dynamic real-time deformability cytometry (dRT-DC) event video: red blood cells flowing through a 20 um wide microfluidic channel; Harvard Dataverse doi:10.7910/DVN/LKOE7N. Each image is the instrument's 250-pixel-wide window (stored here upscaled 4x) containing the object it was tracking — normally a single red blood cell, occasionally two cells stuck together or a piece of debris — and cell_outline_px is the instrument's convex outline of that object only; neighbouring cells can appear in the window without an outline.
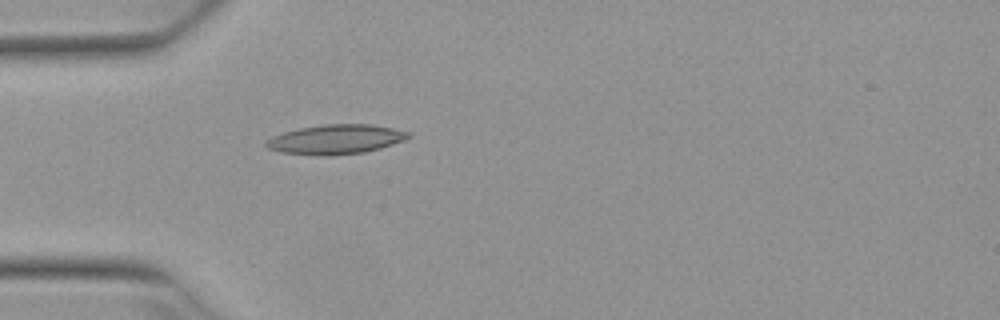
{"species": "Egyptian fruit bat (a non-hibernating species)", "species_latin": "Rousettus aegyptiacus", "temperature_condition": "warm", "stored_images_in_passage": 1, "camera_frame_rate_fps": 3000, "um_per_image_px": 0.085, "animal": {"sex": "female"}, "frame": {"image": 1, "passage_image": 1, "time_ms": 0.0, "image_size_px": [1000, 320], "cell_outline_px": [[412, 136], [404, 140], [380, 148], [364, 152], [328, 156], [320, 156], [280, 152], [268, 148], [264, 144], [264, 140], [272, 136], [284, 132], [300, 128], [324, 124], [372, 124], [412, 132]], "centroid_in_image_um": [28.53, 11.84], "position_along_channel_um": 56.5, "area_um2": 24.62}}